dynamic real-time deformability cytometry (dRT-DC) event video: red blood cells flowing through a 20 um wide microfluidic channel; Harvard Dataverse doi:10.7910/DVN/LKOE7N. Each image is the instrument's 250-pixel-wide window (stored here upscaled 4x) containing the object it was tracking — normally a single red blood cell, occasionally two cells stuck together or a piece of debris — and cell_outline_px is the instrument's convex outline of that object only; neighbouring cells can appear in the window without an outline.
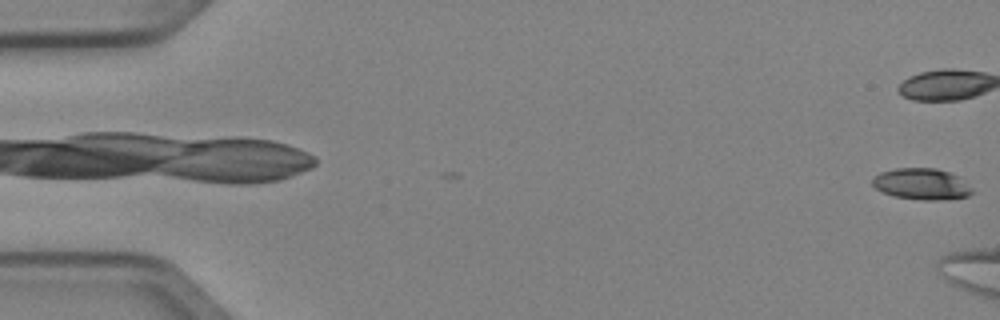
{"species": "Egyptian fruit bat (a non-hibernating species)", "species_latin": "Rousettus aegyptiacus", "temperature_condition": "cold", "stored_images_in_passage": 3, "camera_frame_rate_fps": 3000, "um_per_image_px": 0.085, "animal": {"sex": "female"}, "frame": {"image": 1, "passage_image": 1, "time_ms": 0.0, "image_size_px": [1000, 320], "cell_outline_px": [[972, 192], [968, 196], [940, 200], [920, 200], [896, 196], [884, 192], [876, 188], [872, 184], [872, 180], [880, 172], [896, 168], [936, 168], [948, 172], [956, 176], [972, 188]], "centroid_in_image_um": [78.32, 15.64], "position_along_channel_um": 6.7, "area_um2": 17.86}}